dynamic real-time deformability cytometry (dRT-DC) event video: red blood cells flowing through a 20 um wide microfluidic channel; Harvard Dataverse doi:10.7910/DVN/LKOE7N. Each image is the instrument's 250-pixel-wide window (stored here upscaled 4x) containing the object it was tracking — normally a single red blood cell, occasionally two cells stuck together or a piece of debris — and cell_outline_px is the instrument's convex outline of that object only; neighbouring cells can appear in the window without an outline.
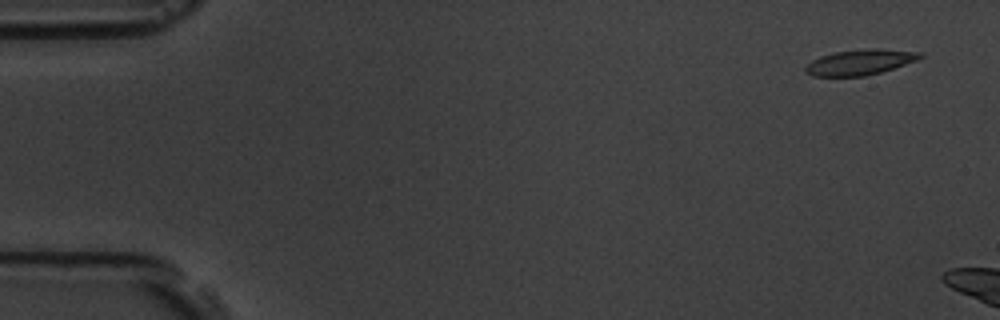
{"species": "common noctule bat (a hibernating species)", "species_latin": "Nyctalus noctula", "temperature_condition": "room temperature", "stored_images_in_passage": 3, "camera_frame_rate_fps": 3000, "um_per_image_px": 0.085, "animal": {"sex": "male", "body_mass_g": 19.5, "forearm_length_mm": 54.6}, "frame": {"image": 1, "passage_image": 1, "time_ms": 0.0, "image_size_px": [1000, 320], "cell_outline_px": [[924, 56], [916, 60], [880, 72], [864, 76], [812, 76], [804, 72], [804, 68], [812, 60], [820, 56], [832, 52], [872, 48], [876, 48], [920, 52]], "centroid_in_image_um": [73.05, 5.28], "position_along_channel_um": 12.0, "area_um2": 16.88}}